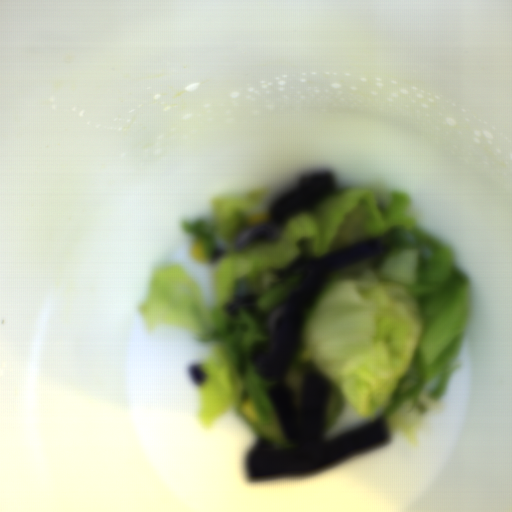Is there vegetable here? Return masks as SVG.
I'll use <instances>...</instances> for the list:
<instances>
[{
    "instance_id": "1",
    "label": "vegetable",
    "mask_w": 512,
    "mask_h": 512,
    "mask_svg": "<svg viewBox=\"0 0 512 512\" xmlns=\"http://www.w3.org/2000/svg\"><path fill=\"white\" fill-rule=\"evenodd\" d=\"M266 189L218 196L208 218L183 219L181 230L200 240L212 267L214 303L200 280L179 264L150 272L140 316L152 330L174 324L198 342L216 344L201 366V426H212L230 412L274 448L287 437L268 399L269 380L259 376L250 356L255 341L270 339L266 323L300 285L301 276L278 277L299 256L323 257L332 251L345 215L362 199L370 238L392 231L400 241L375 269L360 274L333 271L312 299L304 320L300 350L285 382L300 411L306 372L328 387L322 435L337 422L344 404L367 422L384 418L389 433H402L416 447L428 413L441 410L449 380L459 365L468 330L470 276L456 268L446 245L408 214L410 195L393 190L381 204L369 189L339 188L317 208L292 217L275 240L239 249ZM216 249L224 251L213 260ZM256 293L258 312L225 307L236 297ZM252 399L258 417L251 421L240 405Z\"/></svg>"
}]
</instances>
